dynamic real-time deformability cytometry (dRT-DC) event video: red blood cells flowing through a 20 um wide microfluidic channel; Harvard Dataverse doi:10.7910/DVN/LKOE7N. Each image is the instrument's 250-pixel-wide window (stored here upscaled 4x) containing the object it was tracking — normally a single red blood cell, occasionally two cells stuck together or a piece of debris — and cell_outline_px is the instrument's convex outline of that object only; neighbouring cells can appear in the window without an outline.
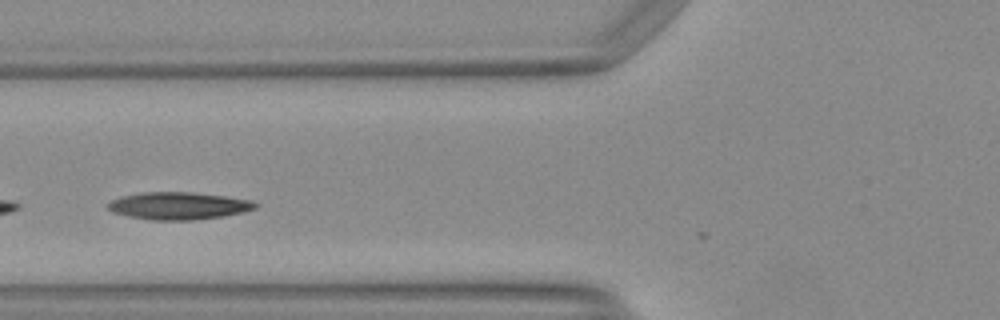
{"species": "Egyptian fruit bat (a non-hibernating species)", "species_latin": "Rousettus aegyptiacus", "temperature_condition": "warm", "stored_images_in_passage": 11, "camera_frame_rate_fps": 3000, "um_per_image_px": 0.085, "animal": {"sex": "female"}, "frame": {"image": 1, "passage_image": 9, "time_ms": 2.667, "image_size_px": [1000, 320], "cell_outline_px": [[260, 204], [256, 208], [224, 216], [192, 220], [152, 220], [128, 216], [112, 212], [108, 208], [108, 204], [112, 200], [124, 196], [144, 192], [192, 192], [224, 196], [252, 200]], "centroid_in_image_um": [15.2, 17.49], "position_along_channel_um": 110.6, "area_um2": 23.35}}